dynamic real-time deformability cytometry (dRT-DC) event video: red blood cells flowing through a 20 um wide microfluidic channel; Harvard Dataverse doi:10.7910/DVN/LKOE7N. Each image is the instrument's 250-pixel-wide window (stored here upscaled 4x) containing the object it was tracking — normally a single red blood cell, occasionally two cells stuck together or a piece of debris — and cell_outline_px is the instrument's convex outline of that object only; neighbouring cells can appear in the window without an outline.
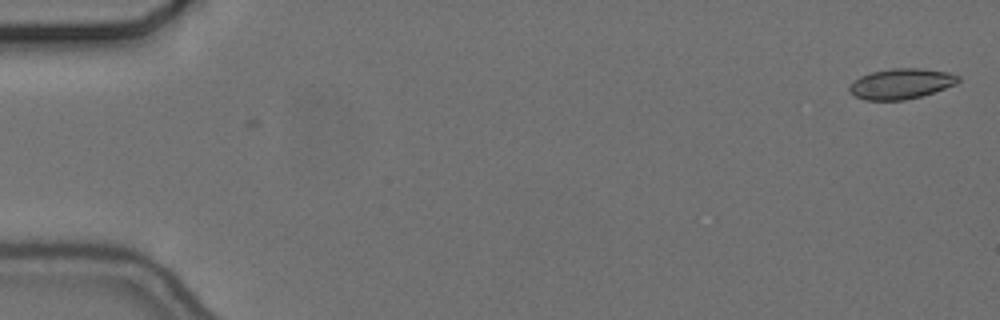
{"species": "common noctule bat (a hibernating species)", "species_latin": "Nyctalus noctula", "temperature_condition": "cold", "stored_images_in_passage": 2, "camera_frame_rate_fps": 3000, "um_per_image_px": 0.085, "animal": {"sex": "female", "body_mass_g": 24.6, "forearm_length_mm": 56.2}, "frame": {"image": 1, "passage_image": 1, "time_ms": 0.0, "image_size_px": [1000, 320], "cell_outline_px": [[960, 80], [956, 84], [920, 96], [904, 100], [864, 100], [848, 92], [848, 88], [860, 76], [872, 72], [892, 68], [920, 68], [948, 72], [960, 76]], "centroid_in_image_um": [76.59, 7.11], "position_along_channel_um": 8.4, "area_um2": 19.13}}